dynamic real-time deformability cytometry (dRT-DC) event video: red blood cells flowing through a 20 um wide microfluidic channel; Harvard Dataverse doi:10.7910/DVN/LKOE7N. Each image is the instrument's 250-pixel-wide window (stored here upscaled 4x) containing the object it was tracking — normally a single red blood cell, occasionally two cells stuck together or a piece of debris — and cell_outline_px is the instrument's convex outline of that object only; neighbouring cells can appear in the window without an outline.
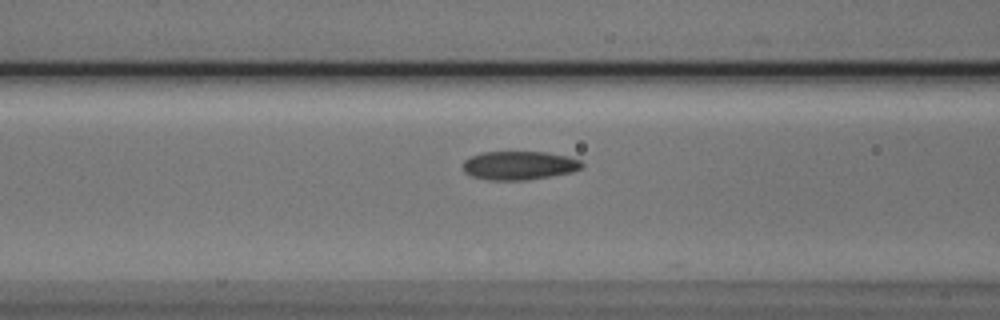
{"species": "Egyptian fruit bat (a non-hibernating species)", "species_latin": "Rousettus aegyptiacus", "temperature_condition": "cold", "stored_images_in_passage": 7, "camera_frame_rate_fps": 3000, "um_per_image_px": 0.085, "animal": {"sex": "male"}, "frame": {"image": 1, "passage_image": 5, "time_ms": 1.333, "image_size_px": [1000, 320], "cell_outline_px": [[584, 164], [580, 168], [572, 172], [552, 176], [524, 180], [488, 180], [472, 176], [464, 172], [464, 160], [472, 156], [484, 152], [548, 152], [568, 156], [580, 160]], "centroid_in_image_um": [44.15, 14.06], "position_along_channel_um": 122.4, "area_um2": 19.83}}